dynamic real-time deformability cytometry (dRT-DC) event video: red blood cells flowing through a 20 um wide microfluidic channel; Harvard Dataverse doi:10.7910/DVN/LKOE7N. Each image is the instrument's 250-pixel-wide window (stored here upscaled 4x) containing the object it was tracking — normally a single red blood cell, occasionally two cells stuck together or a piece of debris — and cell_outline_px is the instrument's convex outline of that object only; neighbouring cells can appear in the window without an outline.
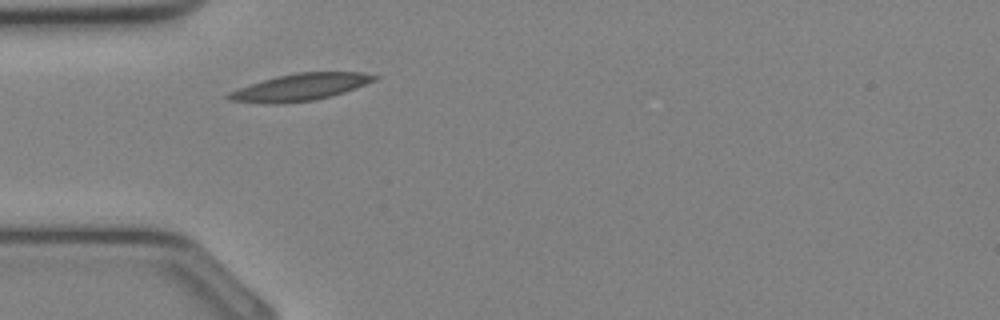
{"species": "Egyptian fruit bat (a non-hibernating species)", "species_latin": "Rousettus aegyptiacus", "temperature_condition": "cold", "stored_images_in_passage": 25, "camera_frame_rate_fps": 3000, "um_per_image_px": 0.085, "animal": {"sex": "female"}, "frame": {"image": 1, "passage_image": 1, "time_ms": 0.0, "image_size_px": [1000, 320], "cell_outline_px": [[380, 76], [376, 80], [356, 88], [332, 96], [312, 100], [276, 104], [228, 100], [224, 96], [228, 92], [264, 80], [296, 72], [360, 72]], "centroid_in_image_um": [25.55, 7.41], "position_along_channel_um": 59.4, "area_um2": 22.6}}
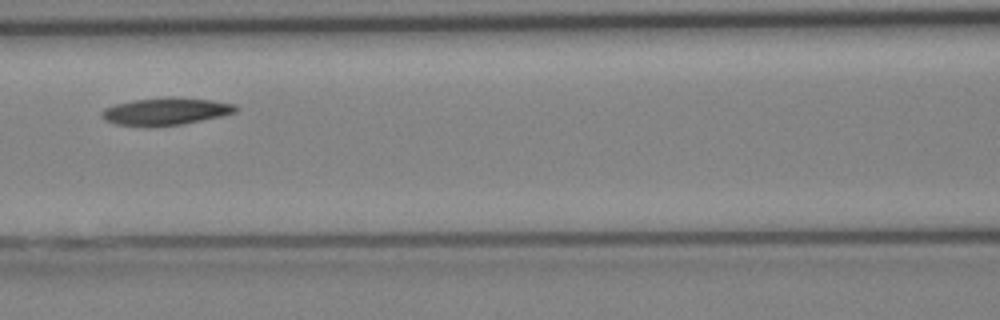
{"frame": {"image": 2, "passage_image": 6, "time_ms": 1.667, "image_size_px": [1000, 320], "cell_outline_px": [[240, 108], [236, 112], [220, 116], [180, 124], [148, 128], [116, 124], [104, 120], [100, 116], [100, 112], [104, 108], [116, 104], [132, 100], [168, 96], [212, 100], [236, 104]], "centroid_in_image_um": [14.04, 9.47], "position_along_channel_um": 152.6, "area_um2": 21.73}}
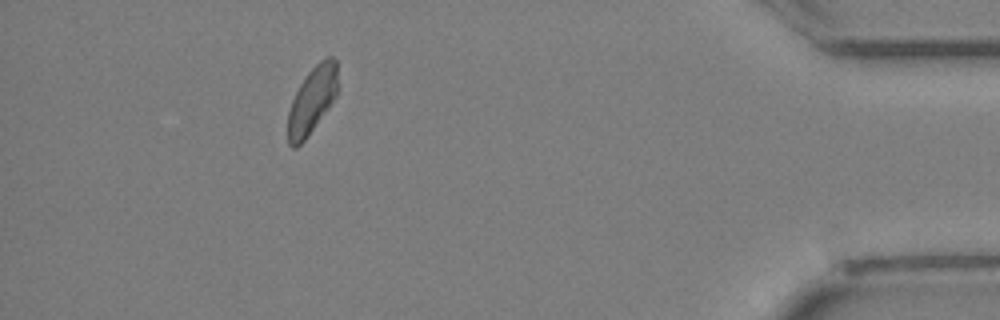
{"frame": {"image": 3, "passage_image": 22, "time_ms": 7.0, "image_size_px": [1000, 320], "cell_outline_px": [[336, 96], [328, 108], [304, 140], [296, 148], [292, 148], [288, 144], [288, 112], [292, 100], [300, 84], [308, 72], [320, 60], [328, 56], [332, 56], [336, 60]], "centroid_in_image_um": [26.5, 8.52], "position_along_channel_um": 408.7, "area_um2": 18.96}}